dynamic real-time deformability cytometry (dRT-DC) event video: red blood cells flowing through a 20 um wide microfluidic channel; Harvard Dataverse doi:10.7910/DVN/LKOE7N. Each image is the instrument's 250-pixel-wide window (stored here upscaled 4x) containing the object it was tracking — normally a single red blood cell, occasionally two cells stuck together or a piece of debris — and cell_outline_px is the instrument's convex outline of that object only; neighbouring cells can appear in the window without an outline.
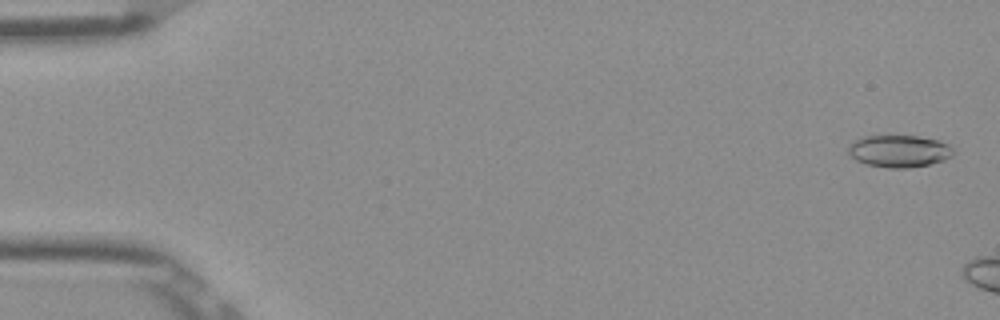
{"species": "Egyptian fruit bat (a non-hibernating species)", "species_latin": "Rousettus aegyptiacus", "temperature_condition": "room temperature", "stored_images_in_passage": 7, "camera_frame_rate_fps": 3000, "um_per_image_px": 0.085, "frame": {"image": 1, "passage_image": 2, "time_ms": 0.333, "image_size_px": [1000, 320], "cell_outline_px": [[952, 156], [944, 160], [928, 164], [908, 168], [888, 168], [864, 164], [848, 156], [848, 144], [852, 140], [864, 136], [916, 136], [936, 140], [948, 144], [952, 148]], "centroid_in_image_um": [76.34, 12.85], "position_along_channel_um": 8.7, "area_um2": 19.77}}